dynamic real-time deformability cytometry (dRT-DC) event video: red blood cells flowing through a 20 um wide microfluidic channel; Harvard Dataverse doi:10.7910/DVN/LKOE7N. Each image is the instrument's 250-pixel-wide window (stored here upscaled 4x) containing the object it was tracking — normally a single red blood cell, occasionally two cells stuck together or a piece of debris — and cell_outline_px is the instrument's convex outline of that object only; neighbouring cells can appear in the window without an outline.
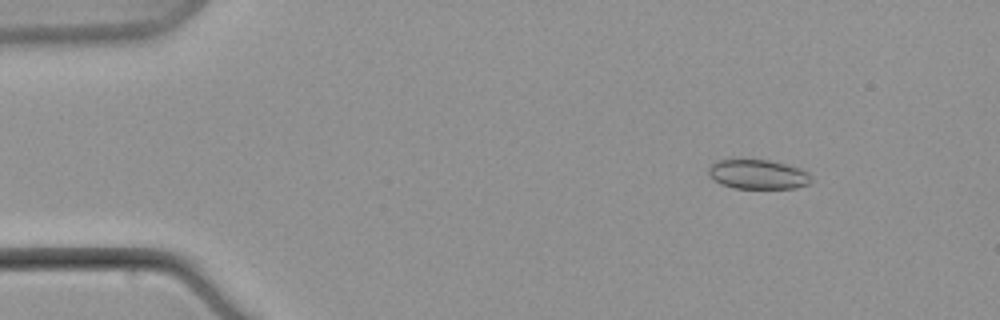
{"species": "common noctule bat (a hibernating species)", "species_latin": "Nyctalus noctula", "temperature_condition": "warm", "stored_images_in_passage": 8, "camera_frame_rate_fps": 3000, "um_per_image_px": 0.085, "animal": {"sex": "male", "body_mass_g": 21.5, "forearm_length_mm": 52.0}, "frame": {"image": 1, "passage_image": 2, "time_ms": 2.0, "image_size_px": [1000, 320], "cell_outline_px": [[812, 180], [808, 184], [796, 188], [732, 188], [720, 184], [708, 172], [708, 168], [716, 160], [768, 160], [800, 168], [808, 172], [812, 176]], "centroid_in_image_um": [64.45, 14.83], "position_along_channel_um": 20.5, "area_um2": 17.51}}
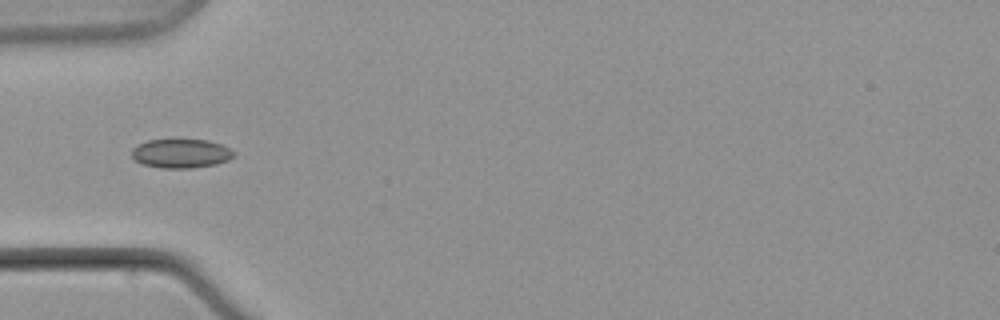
{"frame": {"image": 2, "passage_image": 6, "time_ms": 7.333, "image_size_px": [1000, 320], "cell_outline_px": [[236, 156], [228, 160], [216, 164], [192, 168], [160, 168], [144, 164], [136, 160], [132, 156], [132, 148], [148, 140], [208, 140], [220, 144], [236, 152]], "centroid_in_image_um": [15.42, 13.05], "position_along_channel_um": 69.6, "area_um2": 17.17}}
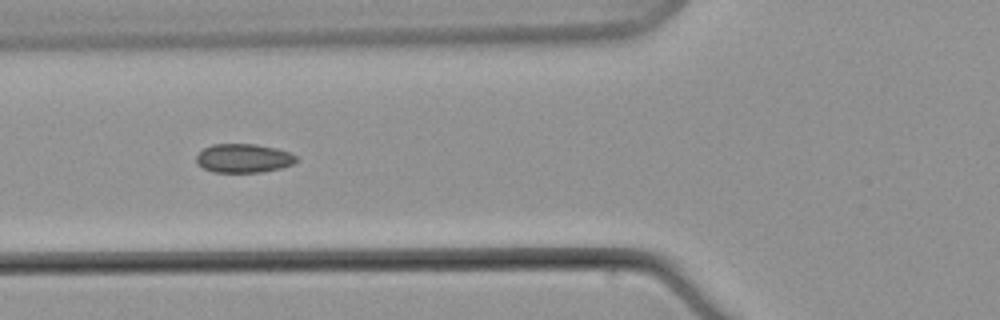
{"frame": {"image": 3, "passage_image": 7, "time_ms": 8.667, "image_size_px": [1000, 320], "cell_outline_px": [[296, 160], [292, 164], [280, 168], [260, 172], [212, 172], [196, 164], [196, 156], [204, 148], [212, 144], [256, 144], [276, 148], [288, 152], [296, 156]], "centroid_in_image_um": [20.66, 13.45], "position_along_channel_um": 105.1, "area_um2": 16.7}}